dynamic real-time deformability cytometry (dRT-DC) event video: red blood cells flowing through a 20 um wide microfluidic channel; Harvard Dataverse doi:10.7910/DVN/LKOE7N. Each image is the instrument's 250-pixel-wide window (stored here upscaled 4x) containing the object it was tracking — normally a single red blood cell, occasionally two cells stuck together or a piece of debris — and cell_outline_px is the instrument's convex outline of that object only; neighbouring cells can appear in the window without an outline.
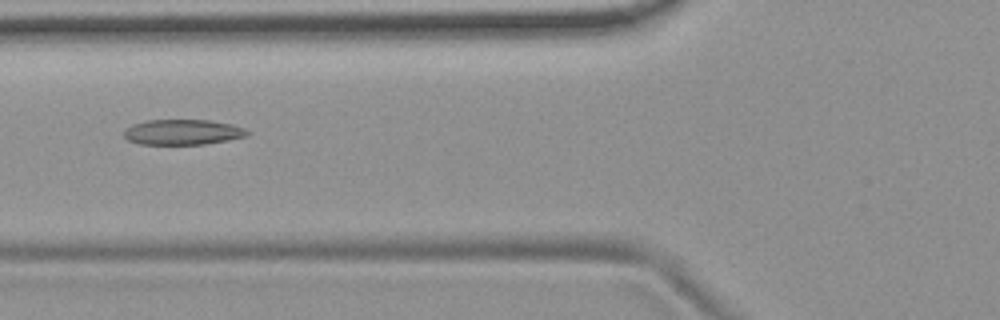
{"species": "common noctule bat (a hibernating species)", "species_latin": "Nyctalus noctula", "temperature_condition": "room temperature", "stored_images_in_passage": 8, "camera_frame_rate_fps": 3000, "um_per_image_px": 0.085, "animal": {"sex": "female", "body_mass_g": 19.9}, "frame": {"image": 1, "passage_image": 6, "time_ms": 1.667, "image_size_px": [1000, 320], "cell_outline_px": [[252, 132], [244, 136], [204, 144], [140, 144], [128, 140], [124, 136], [124, 128], [132, 124], [148, 120], [208, 120], [232, 124], [244, 128]], "centroid_in_image_um": [15.49, 11.22], "position_along_channel_um": 110.3, "area_um2": 18.09}}
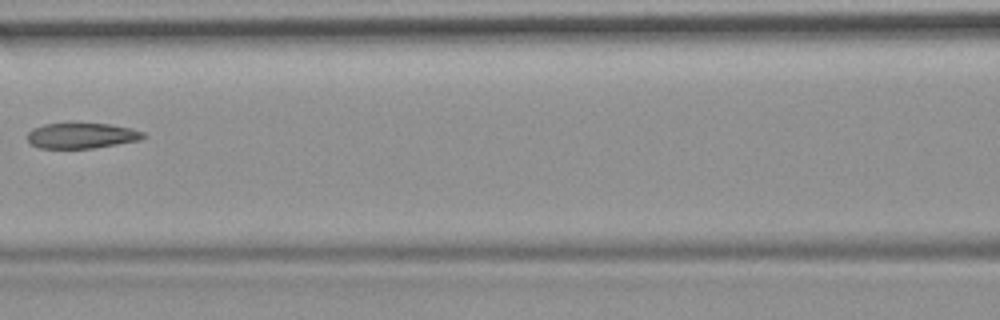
{"frame": {"image": 2, "passage_image": 7, "time_ms": 2.0, "image_size_px": [1000, 320], "cell_outline_px": [[148, 136], [140, 140], [96, 148], [40, 148], [32, 144], [28, 140], [28, 132], [32, 128], [44, 124], [112, 124], [132, 128], [144, 132]], "centroid_in_image_um": [6.99, 11.53], "position_along_channel_um": 159.6, "area_um2": 17.22}}
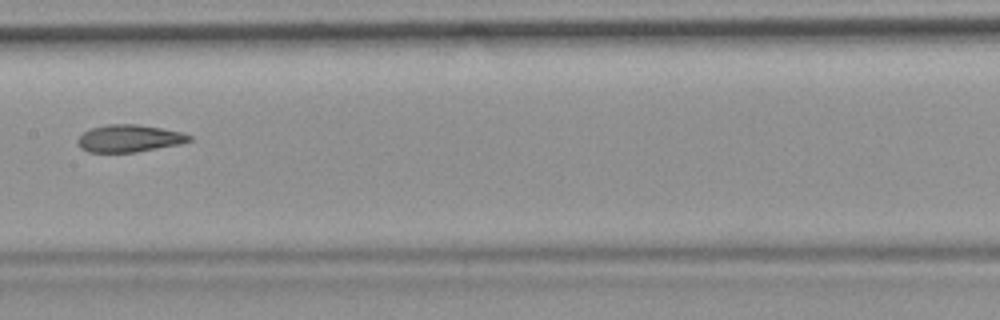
{"frame": {"image": 3, "passage_image": 8, "time_ms": 2.333, "image_size_px": [1000, 320], "cell_outline_px": [[192, 140], [180, 144], [136, 152], [88, 152], [80, 148], [76, 140], [84, 132], [92, 128], [108, 124], [136, 124], [160, 128], [180, 132], [192, 136]], "centroid_in_image_um": [10.97, 11.77], "position_along_channel_um": 196.4, "area_um2": 17.63}}